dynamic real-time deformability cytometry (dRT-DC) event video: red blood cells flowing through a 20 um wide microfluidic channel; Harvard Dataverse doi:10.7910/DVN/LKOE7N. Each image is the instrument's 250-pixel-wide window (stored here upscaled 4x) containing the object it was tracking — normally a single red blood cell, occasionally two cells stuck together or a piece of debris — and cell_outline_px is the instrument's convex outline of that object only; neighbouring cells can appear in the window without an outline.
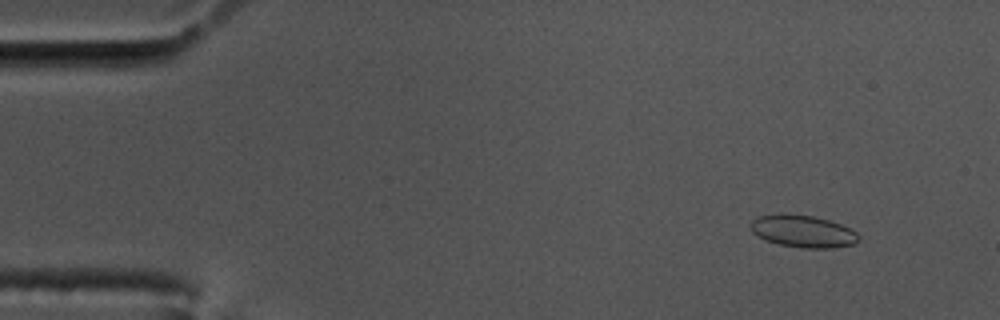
{"species": "common noctule bat (a hibernating species)", "species_latin": "Nyctalus noctula", "temperature_condition": "cold", "stored_images_in_passage": 13, "camera_frame_rate_fps": 3000, "um_per_image_px": 0.085, "animal": {"sex": "male", "body_mass_g": 17.5, "forearm_length_mm": 52.3}, "frame": {"image": 1, "passage_image": 6, "time_ms": 1.667, "image_size_px": [1000, 320], "cell_outline_px": [[860, 240], [856, 244], [832, 248], [804, 248], [780, 244], [768, 240], [752, 232], [752, 220], [760, 216], [780, 212], [812, 216], [828, 220], [840, 224], [856, 232], [860, 236]], "centroid_in_image_um": [68.29, 19.65], "position_along_channel_um": 16.7, "area_um2": 20.17}}